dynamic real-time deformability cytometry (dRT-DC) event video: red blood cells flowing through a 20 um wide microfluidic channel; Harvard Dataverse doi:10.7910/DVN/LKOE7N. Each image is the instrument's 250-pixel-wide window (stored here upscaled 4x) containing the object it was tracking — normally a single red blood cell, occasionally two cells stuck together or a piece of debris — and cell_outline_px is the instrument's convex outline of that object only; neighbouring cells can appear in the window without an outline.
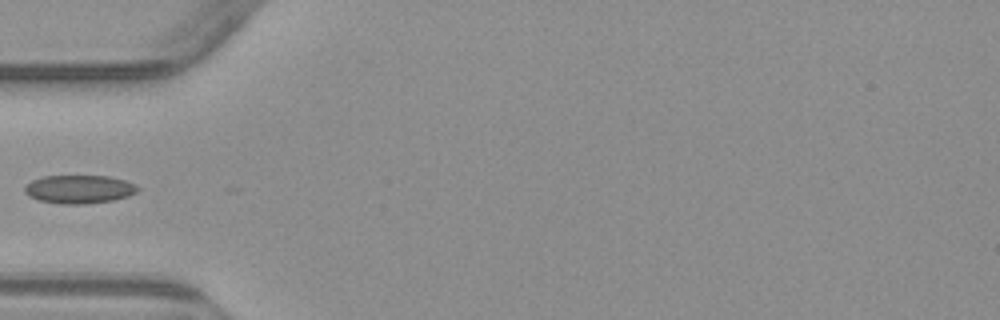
{"species": "common noctule bat (a hibernating species)", "species_latin": "Nyctalus noctula", "temperature_condition": "warm", "stored_images_in_passage": 5, "camera_frame_rate_fps": 3000, "um_per_image_px": 0.085, "animal": {"sex": "male", "body_mass_g": 23.1, "forearm_length_mm": 52.7}, "frame": {"image": 1, "passage_image": 5, "time_ms": 5.667, "image_size_px": [1000, 320], "cell_outline_px": [[140, 188], [136, 192], [128, 196], [112, 200], [84, 204], [60, 204], [36, 200], [28, 196], [24, 192], [24, 188], [32, 180], [44, 176], [108, 176], [124, 180], [136, 184]], "centroid_in_image_um": [6.71, 16.09], "position_along_channel_um": 78.3, "area_um2": 18.73}}